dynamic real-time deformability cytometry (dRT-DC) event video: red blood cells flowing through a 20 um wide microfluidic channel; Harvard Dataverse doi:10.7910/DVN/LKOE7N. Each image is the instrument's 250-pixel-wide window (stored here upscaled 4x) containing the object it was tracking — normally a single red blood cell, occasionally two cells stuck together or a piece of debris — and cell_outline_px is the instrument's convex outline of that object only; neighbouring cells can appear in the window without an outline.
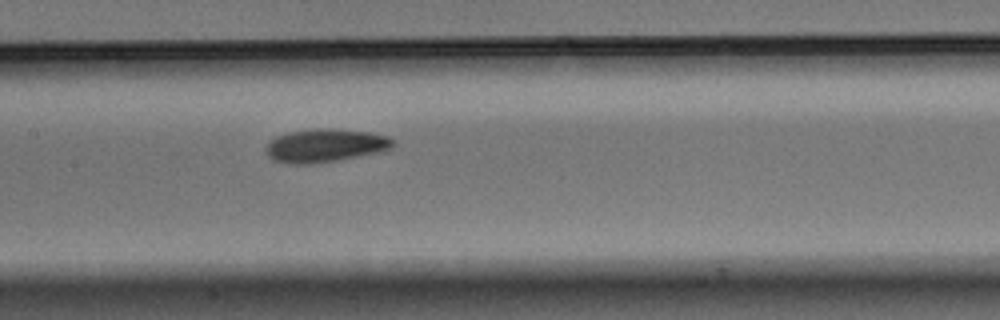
{"species": "Egyptian fruit bat (a non-hibernating species)", "species_latin": "Rousettus aegyptiacus", "temperature_condition": "warm", "stored_images_in_passage": 5, "camera_frame_rate_fps": 3000, "um_per_image_px": 0.085, "animal": {"sex": "male"}, "frame": {"image": 1, "passage_image": 5, "time_ms": 1.333, "image_size_px": [1000, 320], "cell_outline_px": [[392, 148], [376, 152], [336, 160], [312, 164], [292, 164], [272, 160], [268, 156], [268, 144], [276, 136], [288, 132], [316, 128], [332, 128], [368, 132], [388, 136], [392, 140]], "centroid_in_image_um": [27.61, 12.36], "position_along_channel_um": 179.8, "area_um2": 24.22}}